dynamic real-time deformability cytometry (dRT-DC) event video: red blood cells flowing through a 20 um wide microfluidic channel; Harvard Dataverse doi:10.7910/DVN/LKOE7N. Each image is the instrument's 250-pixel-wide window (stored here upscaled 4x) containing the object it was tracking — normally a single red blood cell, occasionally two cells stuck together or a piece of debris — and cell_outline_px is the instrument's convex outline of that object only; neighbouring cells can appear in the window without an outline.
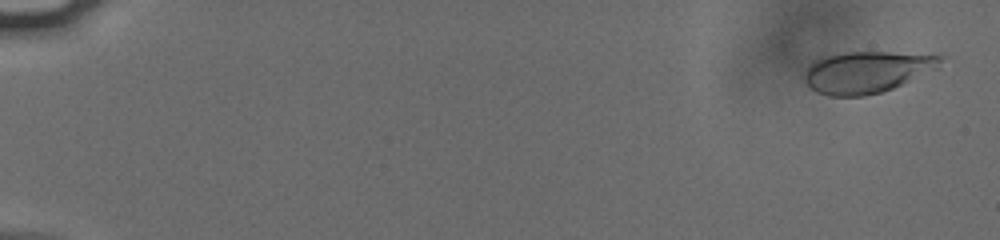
{"species": "human", "species_latin": "Homo sapiens", "temperature_condition": "cold", "stored_images_in_passage": 57, "camera_frame_rate_fps": 3000, "um_per_image_px": 0.085, "donor": {"sex": "male"}, "frame": {"image": 1, "passage_image": 3, "time_ms": 0.667, "image_size_px": [1000, 240], "cell_outline_px": [[940, 60], [936, 68], [892, 88], [880, 92], [864, 96], [828, 96], [816, 92], [804, 80], [804, 72], [808, 64], [824, 56], [844, 52], [888, 52], [940, 56]], "centroid_in_image_um": [73.56, 6.13], "position_along_channel_um": 11.4, "area_um2": 32.37}}
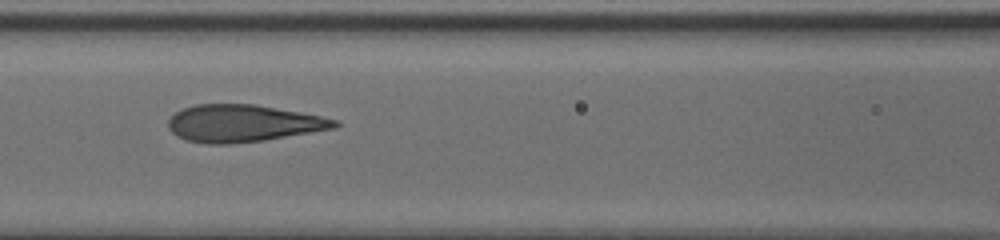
{"frame": {"image": 2, "passage_image": 28, "time_ms": 9.0, "image_size_px": [1000, 240], "cell_outline_px": [[340, 124], [336, 128], [264, 140], [228, 144], [204, 144], [184, 140], [176, 136], [168, 128], [168, 120], [176, 112], [184, 108], [196, 104], [256, 104], [300, 112], [320, 116], [336, 120]], "centroid_in_image_um": [20.62, 10.49], "position_along_channel_um": 146.0, "area_um2": 36.07}}
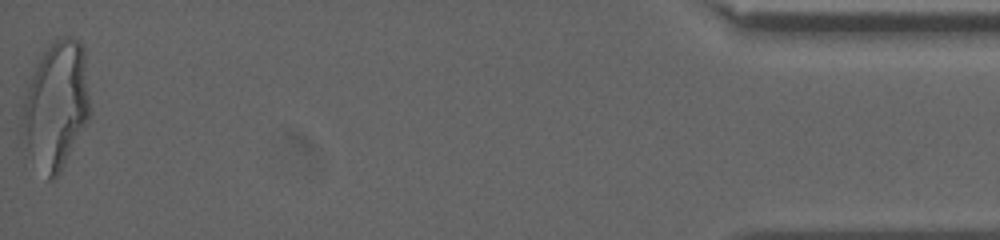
{"frame": {"image": 3, "passage_image": 57, "time_ms": 18.667, "image_size_px": [1000, 240], "cell_outline_px": [[92, 112], [88, 120], [60, 172], [52, 180], [48, 180], [28, 148], [16, 128], [20, 108], [24, 96], [36, 64], [52, 40], [64, 36], [72, 36], [84, 48], [92, 108]], "centroid_in_image_um": [4.75, 8.92], "position_along_channel_um": 430.4, "area_um2": 51.1}, "authors_computed_cell_mechanics": {"area_um2": 36.2406, "velocity_mm_per_s": 3.8063, "shape_relaxation_time_tau1_ms": 4.1622, "shape_relaxation_time_tau2_ms": 0.6825, "deformation_change_tau1": 0.2027, "deformation_change_tau2": 0.0902}}